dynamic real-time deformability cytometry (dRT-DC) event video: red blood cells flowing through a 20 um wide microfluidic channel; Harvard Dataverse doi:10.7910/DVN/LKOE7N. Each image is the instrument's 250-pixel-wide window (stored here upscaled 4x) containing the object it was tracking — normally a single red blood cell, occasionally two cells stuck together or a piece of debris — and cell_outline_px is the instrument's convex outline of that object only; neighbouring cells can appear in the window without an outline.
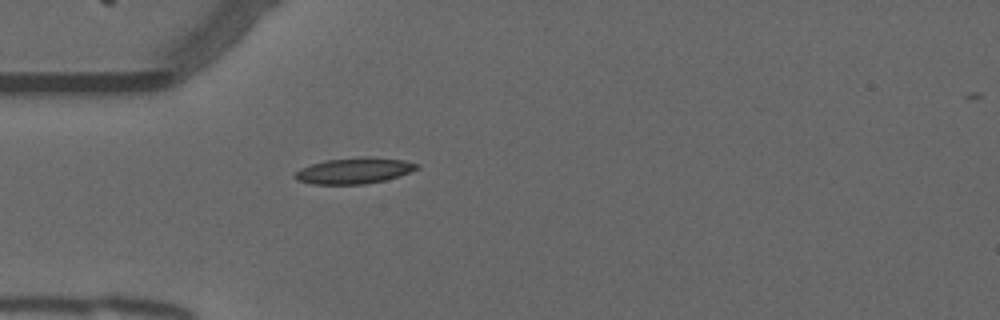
{"species": "common noctule bat (a hibernating species)", "species_latin": "Nyctalus noctula", "temperature_condition": "warm", "stored_images_in_passage": 35, "camera_frame_rate_fps": 3000, "um_per_image_px": 0.085, "animal": {"sex": "male", "forearm_length_mm": 52.5}, "frame": {"image": 1, "passage_image": 1, "time_ms": 0.0, "image_size_px": [1000, 320], "cell_outline_px": [[420, 168], [384, 180], [364, 184], [312, 184], [296, 180], [292, 176], [300, 168], [324, 160], [360, 156], [368, 156], [404, 160], [420, 164]], "centroid_in_image_um": [30.08, 14.49], "position_along_channel_um": 54.9, "area_um2": 18.55}}
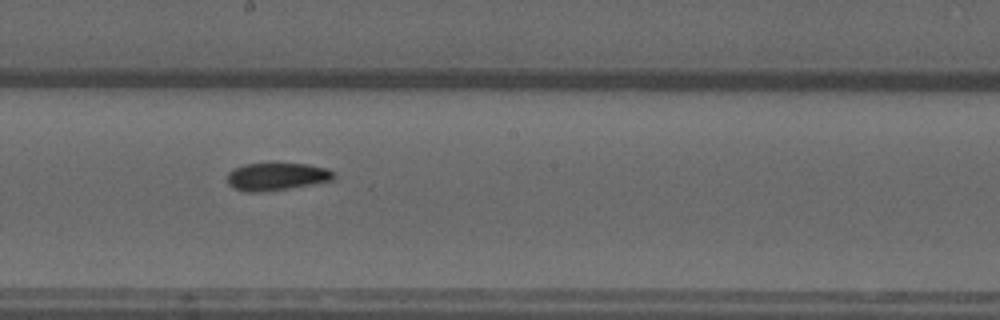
{"frame": {"image": 2, "passage_image": 15, "time_ms": 4.667, "image_size_px": [1000, 320], "cell_outline_px": [[336, 180], [288, 188], [260, 192], [244, 192], [228, 184], [228, 172], [244, 164], [272, 160], [308, 164], [328, 168], [336, 176]], "centroid_in_image_um": [23.55, 14.95], "position_along_channel_um": 224.7, "area_um2": 17.92}}
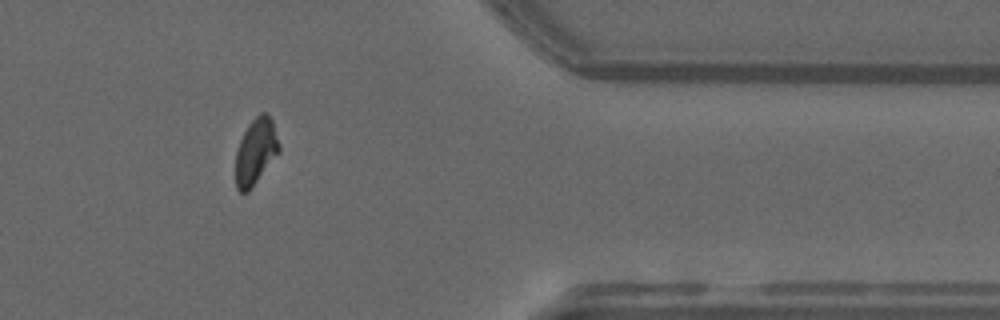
{"frame": {"image": 3, "passage_image": 30, "time_ms": 9.667, "image_size_px": [1000, 320], "cell_outline_px": [[280, 152], [248, 192], [240, 192], [236, 188], [236, 152], [240, 140], [244, 132], [252, 120], [260, 112], [264, 112], [272, 120], [280, 144]], "centroid_in_image_um": [21.75, 12.88], "position_along_channel_um": 389.7, "area_um2": 16.65}}